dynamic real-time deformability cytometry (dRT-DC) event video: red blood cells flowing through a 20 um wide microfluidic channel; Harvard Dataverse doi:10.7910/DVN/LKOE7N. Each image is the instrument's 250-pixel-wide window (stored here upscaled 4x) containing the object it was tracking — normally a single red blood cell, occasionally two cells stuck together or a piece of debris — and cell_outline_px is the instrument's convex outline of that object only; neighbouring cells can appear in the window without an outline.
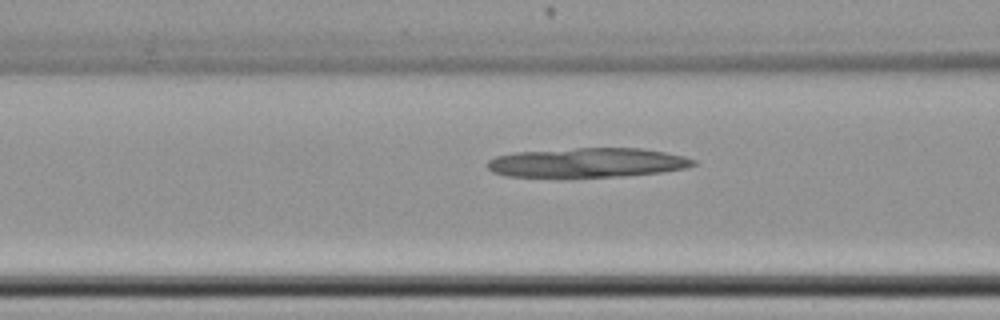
{"species": "common noctule bat (a hibernating species)", "species_latin": "Nyctalus noctula", "temperature_condition": "cold", "stored_images_in_passage": 39, "camera_frame_rate_fps": 3000, "um_per_image_px": 0.085, "animal": {"sex": "female", "body_mass_g": 22.7, "forearm_length_mm": 54.2}, "frame": {"image": 1, "passage_image": 8, "time_ms": 2.333, "image_size_px": [1000, 320], "cell_outline_px": [[696, 164], [688, 168], [664, 172], [624, 176], [508, 176], [492, 172], [484, 164], [488, 160], [496, 156], [516, 152], [576, 148], [640, 148], [664, 152], [684, 156], [696, 160]], "centroid_in_image_um": [49.96, 13.82], "position_along_channel_um": 116.6, "area_um2": 35.2}}
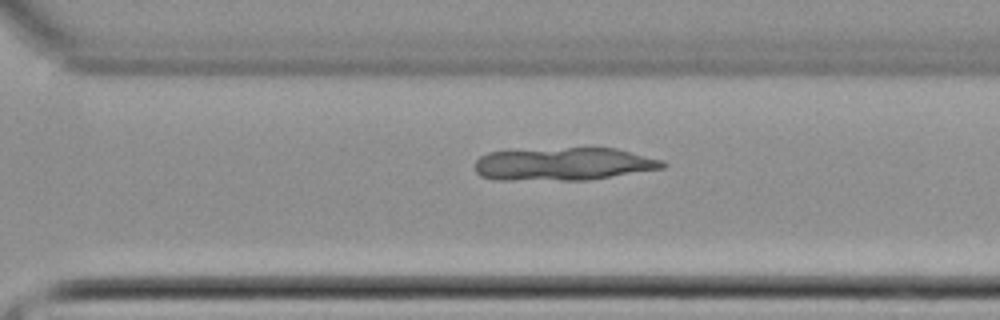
{"frame": {"image": 2, "passage_image": 24, "time_ms": 7.667, "image_size_px": [1000, 320], "cell_outline_px": [[668, 164], [664, 168], [588, 180], [496, 180], [480, 176], [476, 172], [472, 164], [480, 156], [488, 152], [568, 148], [616, 148], [664, 160]], "centroid_in_image_um": [47.89, 13.95], "position_along_channel_um": 322.7, "area_um2": 36.18}}
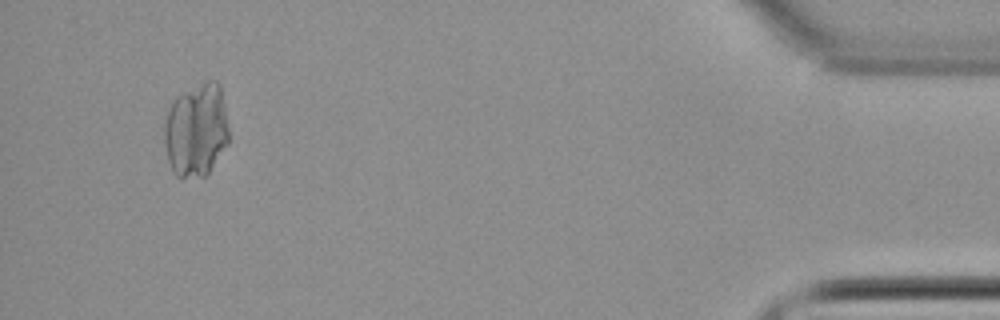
{"frame": {"image": 3, "passage_image": 37, "time_ms": 12.0, "image_size_px": [1000, 320], "cell_outline_px": [[228, 144], [208, 176], [176, 176], [172, 172], [168, 160], [164, 144], [164, 124], [168, 108], [176, 96], [208, 80], [216, 80], [220, 84], [224, 104], [228, 128]], "centroid_in_image_um": [16.68, 11.07], "position_along_channel_um": 418.5, "area_um2": 35.37}}